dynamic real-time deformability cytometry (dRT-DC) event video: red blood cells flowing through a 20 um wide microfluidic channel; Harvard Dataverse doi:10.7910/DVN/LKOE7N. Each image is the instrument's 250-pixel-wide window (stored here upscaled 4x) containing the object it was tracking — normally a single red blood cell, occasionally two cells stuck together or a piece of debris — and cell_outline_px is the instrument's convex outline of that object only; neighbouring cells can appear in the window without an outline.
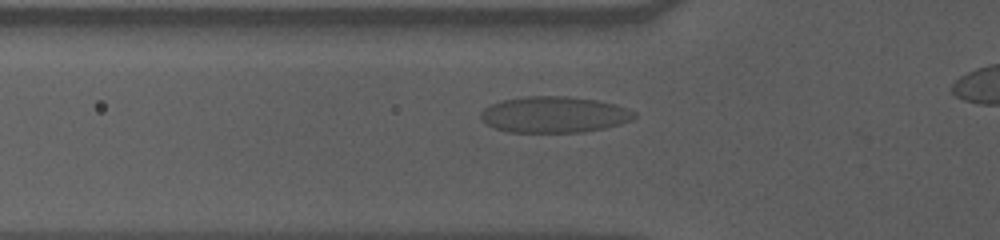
{"species": "human", "species_latin": "Homo sapiens", "temperature_condition": "cold", "stored_images_in_passage": 33, "camera_frame_rate_fps": 3000, "um_per_image_px": 0.085, "donor": {"sex": "male"}, "frame": {"image": 1, "passage_image": 2, "time_ms": 0.333, "image_size_px": [1000, 240], "cell_outline_px": [[636, 116], [632, 120], [620, 124], [604, 128], [584, 132], [508, 132], [496, 128], [480, 120], [480, 112], [484, 108], [500, 100], [524, 96], [568, 96], [596, 100], [616, 104], [628, 108], [636, 112]], "centroid_in_image_um": [47.11, 9.73], "position_along_channel_um": 78.7, "area_um2": 32.6}}
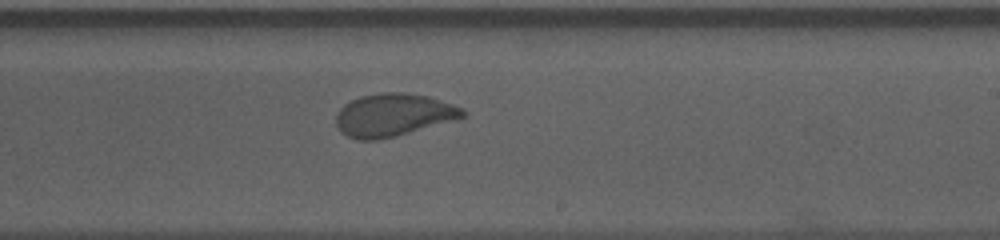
{"frame": {"image": 2, "passage_image": 17, "time_ms": 5.333, "image_size_px": [1000, 240], "cell_outline_px": [[468, 116], [456, 120], [396, 136], [376, 140], [356, 140], [340, 132], [336, 124], [336, 112], [344, 104], [360, 96], [380, 92], [404, 92], [428, 96], [464, 108], [468, 112]], "centroid_in_image_um": [33.45, 9.77], "position_along_channel_um": 255.5, "area_um2": 31.96}}
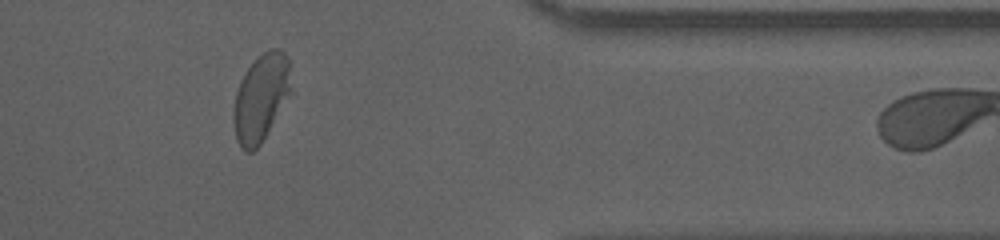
{"frame": {"image": 3, "passage_image": 30, "time_ms": 9.667, "image_size_px": [1000, 240], "cell_outline_px": [[292, 92], [260, 144], [252, 152], [244, 152], [240, 148], [236, 140], [232, 120], [232, 116], [236, 92], [240, 80], [244, 72], [268, 48], [280, 48], [288, 56]], "centroid_in_image_um": [22.17, 8.31], "position_along_channel_um": 389.2, "area_um2": 29.48}, "authors_computed_cell_mechanics": {"area_um2": 31.0964, "velocity_mm_per_s": 3.5349, "shape_relaxation_time_tau1_ms": 6.904, "shape_relaxation_time_tau2_ms": null, "deformation_change_tau1": 0.1862, "deformation_change_tau2": null}}